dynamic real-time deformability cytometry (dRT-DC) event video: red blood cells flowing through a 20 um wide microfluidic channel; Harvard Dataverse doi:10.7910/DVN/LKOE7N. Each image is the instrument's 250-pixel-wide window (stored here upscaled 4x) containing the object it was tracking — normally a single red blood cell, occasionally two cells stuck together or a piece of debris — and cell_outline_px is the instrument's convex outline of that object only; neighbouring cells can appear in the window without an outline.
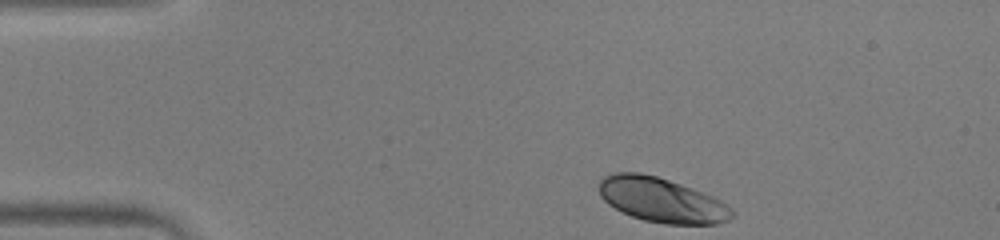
{"species": "human", "species_latin": "Homo sapiens", "temperature_condition": "warm", "stored_images_in_passage": 44, "camera_frame_rate_fps": 3000, "um_per_image_px": 0.085, "donor": {"sex": "male"}, "frame": {"image": 1, "passage_image": 1, "time_ms": 0.0, "image_size_px": [1000, 240], "cell_outline_px": [[736, 216], [728, 220], [716, 224], [664, 224], [644, 220], [632, 216], [608, 204], [600, 196], [600, 180], [604, 176], [616, 172], [640, 172], [656, 176], [692, 188], [712, 196], [720, 200], [732, 208], [736, 212]], "centroid_in_image_um": [56.27, 17.01], "position_along_channel_um": 28.7, "area_um2": 34.51}}
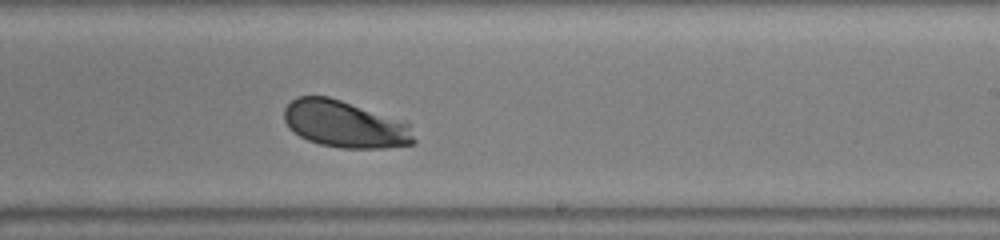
{"frame": {"image": 2, "passage_image": 24, "time_ms": 7.667, "image_size_px": [1000, 240], "cell_outline_px": [[416, 144], [384, 148], [340, 148], [320, 144], [308, 140], [300, 136], [284, 120], [284, 108], [296, 96], [328, 96], [340, 100], [408, 124], [416, 140]], "centroid_in_image_um": [29.29, 10.57], "position_along_channel_um": 259.7, "area_um2": 34.8}}
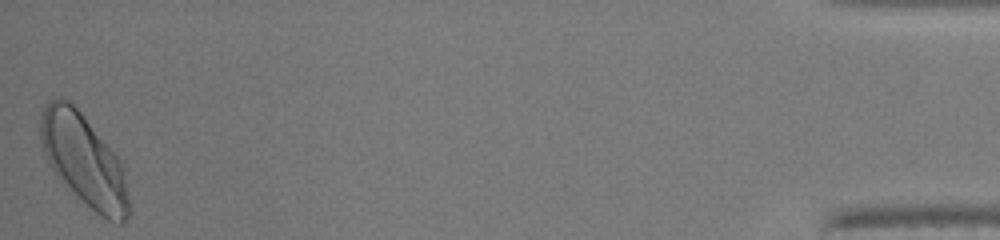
{"frame": {"image": 3, "passage_image": 44, "time_ms": 14.333, "image_size_px": [1000, 240], "cell_outline_px": [[132, 212], [124, 224], [120, 224], [108, 220], [100, 216], [56, 176], [48, 160], [40, 136], [40, 112], [44, 104], [48, 100], [60, 96], [68, 100], [80, 112], [116, 156], [120, 164]], "centroid_in_image_um": [7.11, 13.62], "position_along_channel_um": 428.1, "area_um2": 46.3}, "authors_computed_cell_mechanics": {"area_um2": 35.5181, "velocity_mm_per_s": 3.9123, "shape_relaxation_time_tau1_ms": 2.059, "shape_relaxation_time_tau2_ms": null, "deformation_change_tau1": 0.136, "deformation_change_tau2": null}}